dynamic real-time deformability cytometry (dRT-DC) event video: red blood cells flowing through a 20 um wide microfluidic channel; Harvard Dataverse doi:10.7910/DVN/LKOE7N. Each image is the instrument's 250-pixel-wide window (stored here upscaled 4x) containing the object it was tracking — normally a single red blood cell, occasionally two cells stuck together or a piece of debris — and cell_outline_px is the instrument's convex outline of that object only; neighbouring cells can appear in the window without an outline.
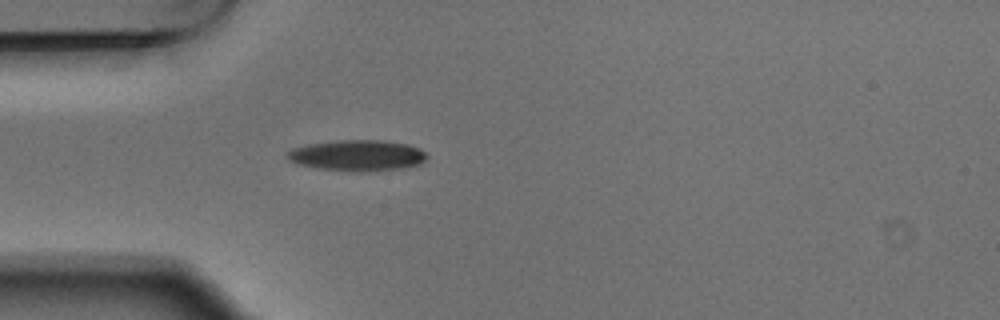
{"species": "Egyptian fruit bat (a non-hibernating species)", "species_latin": "Rousettus aegyptiacus", "temperature_condition": "warm", "stored_images_in_passage": 3, "camera_frame_rate_fps": 3000, "um_per_image_px": 0.085, "animal": {"sex": "male"}, "frame": {"image": 1, "passage_image": 3, "time_ms": 0.667, "image_size_px": [1000, 320], "cell_outline_px": [[428, 156], [420, 164], [400, 168], [360, 172], [316, 168], [296, 164], [288, 160], [284, 156], [284, 152], [292, 148], [308, 144], [340, 140], [380, 140], [408, 144], [420, 148]], "centroid_in_image_um": [30.31, 13.21], "position_along_channel_um": 54.7, "area_um2": 25.32}}